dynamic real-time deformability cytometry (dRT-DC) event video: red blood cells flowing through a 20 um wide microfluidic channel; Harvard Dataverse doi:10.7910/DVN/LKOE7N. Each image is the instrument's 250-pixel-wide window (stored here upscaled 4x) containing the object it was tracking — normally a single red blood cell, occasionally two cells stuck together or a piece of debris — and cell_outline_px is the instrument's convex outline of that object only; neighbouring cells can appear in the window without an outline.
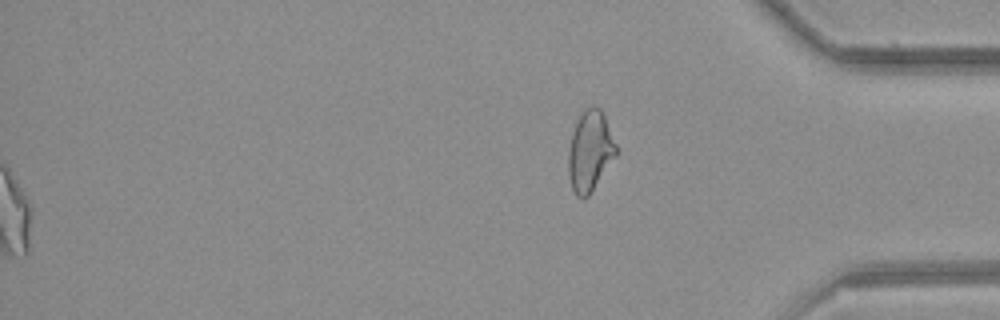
{"species": "common noctule bat (a hibernating species)", "species_latin": "Nyctalus noctula", "temperature_condition": "room temperature", "stored_images_in_passage": 53, "segment_of_instrument_passage": [2, 2], "camera_frame_rate_fps": 3000, "um_per_image_px": 0.085, "animal": {"sex": "female", "body_mass_g": 21.9}, "frame": {"image": 1, "passage_image": 53, "time_ms": 17.333, "image_size_px": [1000, 320], "cell_outline_px": [[616, 152], [588, 196], [576, 196], [572, 188], [568, 172], [568, 152], [572, 132], [576, 120], [580, 112], [592, 104], [600, 108], [604, 116], [616, 144]], "centroid_in_image_um": [50.11, 12.77], "position_along_channel_um": 385.1, "area_um2": 21.85}}